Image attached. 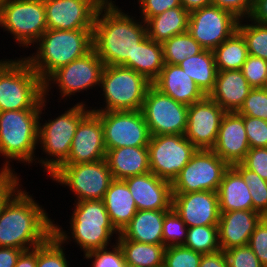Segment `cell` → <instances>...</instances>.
<instances>
[{"label":"cell","mask_w":267,"mask_h":267,"mask_svg":"<svg viewBox=\"0 0 267 267\" xmlns=\"http://www.w3.org/2000/svg\"><path fill=\"white\" fill-rule=\"evenodd\" d=\"M115 2L106 0L99 7L92 32L93 49L105 66L134 60L137 46L147 37L145 22L137 14L134 16L119 8Z\"/></svg>","instance_id":"obj_1"},{"label":"cell","mask_w":267,"mask_h":267,"mask_svg":"<svg viewBox=\"0 0 267 267\" xmlns=\"http://www.w3.org/2000/svg\"><path fill=\"white\" fill-rule=\"evenodd\" d=\"M22 186L0 214V247L31 250L53 235L50 214Z\"/></svg>","instance_id":"obj_2"},{"label":"cell","mask_w":267,"mask_h":267,"mask_svg":"<svg viewBox=\"0 0 267 267\" xmlns=\"http://www.w3.org/2000/svg\"><path fill=\"white\" fill-rule=\"evenodd\" d=\"M73 205L68 222L70 225H67L70 226L67 229L69 231L53 221V235L64 246L73 241L84 256L90 251L108 247L116 242L119 232L112 225L103 200H82L74 202Z\"/></svg>","instance_id":"obj_3"},{"label":"cell","mask_w":267,"mask_h":267,"mask_svg":"<svg viewBox=\"0 0 267 267\" xmlns=\"http://www.w3.org/2000/svg\"><path fill=\"white\" fill-rule=\"evenodd\" d=\"M47 102L49 99H44L41 103L38 131V147L46 156L43 158L37 155L35 163L41 165L43 172L50 177L67 160L76 129L91 109L87 102L82 100L72 107H67L61 115L45 120L41 116L45 114L43 111L47 110Z\"/></svg>","instance_id":"obj_4"},{"label":"cell","mask_w":267,"mask_h":267,"mask_svg":"<svg viewBox=\"0 0 267 267\" xmlns=\"http://www.w3.org/2000/svg\"><path fill=\"white\" fill-rule=\"evenodd\" d=\"M92 32L93 29H47L31 46L35 52L23 58L44 82L58 68L84 56L93 48Z\"/></svg>","instance_id":"obj_5"},{"label":"cell","mask_w":267,"mask_h":267,"mask_svg":"<svg viewBox=\"0 0 267 267\" xmlns=\"http://www.w3.org/2000/svg\"><path fill=\"white\" fill-rule=\"evenodd\" d=\"M39 117L40 109L0 111V173H16L13 161L37 165Z\"/></svg>","instance_id":"obj_6"},{"label":"cell","mask_w":267,"mask_h":267,"mask_svg":"<svg viewBox=\"0 0 267 267\" xmlns=\"http://www.w3.org/2000/svg\"><path fill=\"white\" fill-rule=\"evenodd\" d=\"M21 56L0 59V111L41 108L44 82Z\"/></svg>","instance_id":"obj_7"},{"label":"cell","mask_w":267,"mask_h":267,"mask_svg":"<svg viewBox=\"0 0 267 267\" xmlns=\"http://www.w3.org/2000/svg\"><path fill=\"white\" fill-rule=\"evenodd\" d=\"M152 83L142 74L122 66H105L100 81L103 105L91 111L142 110L147 90Z\"/></svg>","instance_id":"obj_8"},{"label":"cell","mask_w":267,"mask_h":267,"mask_svg":"<svg viewBox=\"0 0 267 267\" xmlns=\"http://www.w3.org/2000/svg\"><path fill=\"white\" fill-rule=\"evenodd\" d=\"M0 27L23 51L31 48L47 30L44 0H0Z\"/></svg>","instance_id":"obj_9"},{"label":"cell","mask_w":267,"mask_h":267,"mask_svg":"<svg viewBox=\"0 0 267 267\" xmlns=\"http://www.w3.org/2000/svg\"><path fill=\"white\" fill-rule=\"evenodd\" d=\"M104 67L102 60L92 48L84 56L58 68L44 81V99H50L49 93L53 96L52 87L59 90L57 91L60 93L58 100L61 97V100L65 99L66 101L72 96H78L80 92L86 91L88 93L87 90L93 88L98 91Z\"/></svg>","instance_id":"obj_10"},{"label":"cell","mask_w":267,"mask_h":267,"mask_svg":"<svg viewBox=\"0 0 267 267\" xmlns=\"http://www.w3.org/2000/svg\"><path fill=\"white\" fill-rule=\"evenodd\" d=\"M49 179L74 193V202L103 200L114 180L105 159L93 163L61 165Z\"/></svg>","instance_id":"obj_11"},{"label":"cell","mask_w":267,"mask_h":267,"mask_svg":"<svg viewBox=\"0 0 267 267\" xmlns=\"http://www.w3.org/2000/svg\"><path fill=\"white\" fill-rule=\"evenodd\" d=\"M229 167L212 149H197L172 181V193L217 192L224 172Z\"/></svg>","instance_id":"obj_12"},{"label":"cell","mask_w":267,"mask_h":267,"mask_svg":"<svg viewBox=\"0 0 267 267\" xmlns=\"http://www.w3.org/2000/svg\"><path fill=\"white\" fill-rule=\"evenodd\" d=\"M94 112L101 119L106 151L127 146H148L151 134L141 110Z\"/></svg>","instance_id":"obj_13"},{"label":"cell","mask_w":267,"mask_h":267,"mask_svg":"<svg viewBox=\"0 0 267 267\" xmlns=\"http://www.w3.org/2000/svg\"><path fill=\"white\" fill-rule=\"evenodd\" d=\"M148 150L150 171L172 183L197 148L184 135L167 134L151 136Z\"/></svg>","instance_id":"obj_14"},{"label":"cell","mask_w":267,"mask_h":267,"mask_svg":"<svg viewBox=\"0 0 267 267\" xmlns=\"http://www.w3.org/2000/svg\"><path fill=\"white\" fill-rule=\"evenodd\" d=\"M141 111L151 136L184 135L187 127L188 106L175 101L153 85L147 90Z\"/></svg>","instance_id":"obj_15"},{"label":"cell","mask_w":267,"mask_h":267,"mask_svg":"<svg viewBox=\"0 0 267 267\" xmlns=\"http://www.w3.org/2000/svg\"><path fill=\"white\" fill-rule=\"evenodd\" d=\"M238 19L216 5H208L189 14L188 33L207 50H214L236 31Z\"/></svg>","instance_id":"obj_16"},{"label":"cell","mask_w":267,"mask_h":267,"mask_svg":"<svg viewBox=\"0 0 267 267\" xmlns=\"http://www.w3.org/2000/svg\"><path fill=\"white\" fill-rule=\"evenodd\" d=\"M106 0H44L47 29H93L99 7Z\"/></svg>","instance_id":"obj_17"},{"label":"cell","mask_w":267,"mask_h":267,"mask_svg":"<svg viewBox=\"0 0 267 267\" xmlns=\"http://www.w3.org/2000/svg\"><path fill=\"white\" fill-rule=\"evenodd\" d=\"M226 112L208 95L188 106L187 127L184 136L197 149H212L217 141L219 127Z\"/></svg>","instance_id":"obj_18"},{"label":"cell","mask_w":267,"mask_h":267,"mask_svg":"<svg viewBox=\"0 0 267 267\" xmlns=\"http://www.w3.org/2000/svg\"><path fill=\"white\" fill-rule=\"evenodd\" d=\"M106 152L101 119L94 111H90L80 121L72 140L70 154L62 165L104 160Z\"/></svg>","instance_id":"obj_19"},{"label":"cell","mask_w":267,"mask_h":267,"mask_svg":"<svg viewBox=\"0 0 267 267\" xmlns=\"http://www.w3.org/2000/svg\"><path fill=\"white\" fill-rule=\"evenodd\" d=\"M172 209L189 227L218 225L220 219L217 192L173 193Z\"/></svg>","instance_id":"obj_20"},{"label":"cell","mask_w":267,"mask_h":267,"mask_svg":"<svg viewBox=\"0 0 267 267\" xmlns=\"http://www.w3.org/2000/svg\"><path fill=\"white\" fill-rule=\"evenodd\" d=\"M131 192L137 210H171L172 184L151 171L123 180Z\"/></svg>","instance_id":"obj_21"},{"label":"cell","mask_w":267,"mask_h":267,"mask_svg":"<svg viewBox=\"0 0 267 267\" xmlns=\"http://www.w3.org/2000/svg\"><path fill=\"white\" fill-rule=\"evenodd\" d=\"M249 149L244 116L237 112H227L221 121L217 141L212 150L232 166L241 163Z\"/></svg>","instance_id":"obj_22"},{"label":"cell","mask_w":267,"mask_h":267,"mask_svg":"<svg viewBox=\"0 0 267 267\" xmlns=\"http://www.w3.org/2000/svg\"><path fill=\"white\" fill-rule=\"evenodd\" d=\"M263 218L253 210L220 213L218 235L221 250L248 245L251 234Z\"/></svg>","instance_id":"obj_23"},{"label":"cell","mask_w":267,"mask_h":267,"mask_svg":"<svg viewBox=\"0 0 267 267\" xmlns=\"http://www.w3.org/2000/svg\"><path fill=\"white\" fill-rule=\"evenodd\" d=\"M152 85L160 92L187 106L206 96L179 65L165 63Z\"/></svg>","instance_id":"obj_24"},{"label":"cell","mask_w":267,"mask_h":267,"mask_svg":"<svg viewBox=\"0 0 267 267\" xmlns=\"http://www.w3.org/2000/svg\"><path fill=\"white\" fill-rule=\"evenodd\" d=\"M251 89L241 70L218 71L214 89L208 96L226 113L238 112Z\"/></svg>","instance_id":"obj_25"},{"label":"cell","mask_w":267,"mask_h":267,"mask_svg":"<svg viewBox=\"0 0 267 267\" xmlns=\"http://www.w3.org/2000/svg\"><path fill=\"white\" fill-rule=\"evenodd\" d=\"M105 160L115 180L150 172L148 146L110 149Z\"/></svg>","instance_id":"obj_26"},{"label":"cell","mask_w":267,"mask_h":267,"mask_svg":"<svg viewBox=\"0 0 267 267\" xmlns=\"http://www.w3.org/2000/svg\"><path fill=\"white\" fill-rule=\"evenodd\" d=\"M170 210H138L117 239L163 244V222Z\"/></svg>","instance_id":"obj_27"},{"label":"cell","mask_w":267,"mask_h":267,"mask_svg":"<svg viewBox=\"0 0 267 267\" xmlns=\"http://www.w3.org/2000/svg\"><path fill=\"white\" fill-rule=\"evenodd\" d=\"M249 191L242 176L230 166L224 172L217 190L220 213L253 210V201Z\"/></svg>","instance_id":"obj_28"},{"label":"cell","mask_w":267,"mask_h":267,"mask_svg":"<svg viewBox=\"0 0 267 267\" xmlns=\"http://www.w3.org/2000/svg\"><path fill=\"white\" fill-rule=\"evenodd\" d=\"M110 221L120 233L136 214L137 206L123 180H113L103 198Z\"/></svg>","instance_id":"obj_29"},{"label":"cell","mask_w":267,"mask_h":267,"mask_svg":"<svg viewBox=\"0 0 267 267\" xmlns=\"http://www.w3.org/2000/svg\"><path fill=\"white\" fill-rule=\"evenodd\" d=\"M189 14L182 6H178L149 18L145 22L147 36L162 44L174 35L187 32Z\"/></svg>","instance_id":"obj_30"},{"label":"cell","mask_w":267,"mask_h":267,"mask_svg":"<svg viewBox=\"0 0 267 267\" xmlns=\"http://www.w3.org/2000/svg\"><path fill=\"white\" fill-rule=\"evenodd\" d=\"M164 64L162 44L147 36L137 46L134 60H127L122 66L142 74L152 83L159 76Z\"/></svg>","instance_id":"obj_31"},{"label":"cell","mask_w":267,"mask_h":267,"mask_svg":"<svg viewBox=\"0 0 267 267\" xmlns=\"http://www.w3.org/2000/svg\"><path fill=\"white\" fill-rule=\"evenodd\" d=\"M193 79L205 95L214 89L217 67L212 50L204 49L197 55L185 58L178 64Z\"/></svg>","instance_id":"obj_32"},{"label":"cell","mask_w":267,"mask_h":267,"mask_svg":"<svg viewBox=\"0 0 267 267\" xmlns=\"http://www.w3.org/2000/svg\"><path fill=\"white\" fill-rule=\"evenodd\" d=\"M121 247L125 263L137 267H162L166 247L127 239H116Z\"/></svg>","instance_id":"obj_33"},{"label":"cell","mask_w":267,"mask_h":267,"mask_svg":"<svg viewBox=\"0 0 267 267\" xmlns=\"http://www.w3.org/2000/svg\"><path fill=\"white\" fill-rule=\"evenodd\" d=\"M217 71L240 70L248 56L247 45L236 31L213 50Z\"/></svg>","instance_id":"obj_34"},{"label":"cell","mask_w":267,"mask_h":267,"mask_svg":"<svg viewBox=\"0 0 267 267\" xmlns=\"http://www.w3.org/2000/svg\"><path fill=\"white\" fill-rule=\"evenodd\" d=\"M164 63L178 65L185 58L197 55L204 48L187 32L174 35L162 43Z\"/></svg>","instance_id":"obj_35"},{"label":"cell","mask_w":267,"mask_h":267,"mask_svg":"<svg viewBox=\"0 0 267 267\" xmlns=\"http://www.w3.org/2000/svg\"><path fill=\"white\" fill-rule=\"evenodd\" d=\"M237 31L245 39L248 54L267 61V25L248 17L239 20Z\"/></svg>","instance_id":"obj_36"},{"label":"cell","mask_w":267,"mask_h":267,"mask_svg":"<svg viewBox=\"0 0 267 267\" xmlns=\"http://www.w3.org/2000/svg\"><path fill=\"white\" fill-rule=\"evenodd\" d=\"M183 245L202 254L220 251L218 225L189 227L187 239Z\"/></svg>","instance_id":"obj_37"},{"label":"cell","mask_w":267,"mask_h":267,"mask_svg":"<svg viewBox=\"0 0 267 267\" xmlns=\"http://www.w3.org/2000/svg\"><path fill=\"white\" fill-rule=\"evenodd\" d=\"M232 167L242 176L250 189L253 211L267 217V181L256 172L247 169L242 163H236Z\"/></svg>","instance_id":"obj_38"},{"label":"cell","mask_w":267,"mask_h":267,"mask_svg":"<svg viewBox=\"0 0 267 267\" xmlns=\"http://www.w3.org/2000/svg\"><path fill=\"white\" fill-rule=\"evenodd\" d=\"M66 247L52 235L44 244L37 246L36 267H69Z\"/></svg>","instance_id":"obj_39"},{"label":"cell","mask_w":267,"mask_h":267,"mask_svg":"<svg viewBox=\"0 0 267 267\" xmlns=\"http://www.w3.org/2000/svg\"><path fill=\"white\" fill-rule=\"evenodd\" d=\"M188 227L181 217L171 209L163 222V245L165 247L173 245H183L187 239Z\"/></svg>","instance_id":"obj_40"},{"label":"cell","mask_w":267,"mask_h":267,"mask_svg":"<svg viewBox=\"0 0 267 267\" xmlns=\"http://www.w3.org/2000/svg\"><path fill=\"white\" fill-rule=\"evenodd\" d=\"M112 249V250H111ZM83 259L91 260L90 267H123L124 254L117 241L108 247L86 253Z\"/></svg>","instance_id":"obj_41"},{"label":"cell","mask_w":267,"mask_h":267,"mask_svg":"<svg viewBox=\"0 0 267 267\" xmlns=\"http://www.w3.org/2000/svg\"><path fill=\"white\" fill-rule=\"evenodd\" d=\"M202 255L184 245L168 246L164 254V267H199Z\"/></svg>","instance_id":"obj_42"},{"label":"cell","mask_w":267,"mask_h":267,"mask_svg":"<svg viewBox=\"0 0 267 267\" xmlns=\"http://www.w3.org/2000/svg\"><path fill=\"white\" fill-rule=\"evenodd\" d=\"M267 121V92L264 88H252L237 112Z\"/></svg>","instance_id":"obj_43"},{"label":"cell","mask_w":267,"mask_h":267,"mask_svg":"<svg viewBox=\"0 0 267 267\" xmlns=\"http://www.w3.org/2000/svg\"><path fill=\"white\" fill-rule=\"evenodd\" d=\"M252 88H264L267 82V61L248 54L240 69Z\"/></svg>","instance_id":"obj_44"},{"label":"cell","mask_w":267,"mask_h":267,"mask_svg":"<svg viewBox=\"0 0 267 267\" xmlns=\"http://www.w3.org/2000/svg\"><path fill=\"white\" fill-rule=\"evenodd\" d=\"M244 126L250 148L267 147V121L244 116Z\"/></svg>","instance_id":"obj_45"},{"label":"cell","mask_w":267,"mask_h":267,"mask_svg":"<svg viewBox=\"0 0 267 267\" xmlns=\"http://www.w3.org/2000/svg\"><path fill=\"white\" fill-rule=\"evenodd\" d=\"M224 252L228 267H264L248 245L233 247Z\"/></svg>","instance_id":"obj_46"},{"label":"cell","mask_w":267,"mask_h":267,"mask_svg":"<svg viewBox=\"0 0 267 267\" xmlns=\"http://www.w3.org/2000/svg\"><path fill=\"white\" fill-rule=\"evenodd\" d=\"M248 246L260 263L267 267V217H264L250 236Z\"/></svg>","instance_id":"obj_47"},{"label":"cell","mask_w":267,"mask_h":267,"mask_svg":"<svg viewBox=\"0 0 267 267\" xmlns=\"http://www.w3.org/2000/svg\"><path fill=\"white\" fill-rule=\"evenodd\" d=\"M139 9V17L146 22L149 18H152L158 14L165 12L168 9H172L181 6L180 0H137Z\"/></svg>","instance_id":"obj_48"},{"label":"cell","mask_w":267,"mask_h":267,"mask_svg":"<svg viewBox=\"0 0 267 267\" xmlns=\"http://www.w3.org/2000/svg\"><path fill=\"white\" fill-rule=\"evenodd\" d=\"M241 163L267 181V147L250 148Z\"/></svg>","instance_id":"obj_49"},{"label":"cell","mask_w":267,"mask_h":267,"mask_svg":"<svg viewBox=\"0 0 267 267\" xmlns=\"http://www.w3.org/2000/svg\"><path fill=\"white\" fill-rule=\"evenodd\" d=\"M22 186L18 173H0V214L9 199Z\"/></svg>","instance_id":"obj_50"},{"label":"cell","mask_w":267,"mask_h":267,"mask_svg":"<svg viewBox=\"0 0 267 267\" xmlns=\"http://www.w3.org/2000/svg\"><path fill=\"white\" fill-rule=\"evenodd\" d=\"M254 0H212V4L230 11L238 19L250 17Z\"/></svg>","instance_id":"obj_51"},{"label":"cell","mask_w":267,"mask_h":267,"mask_svg":"<svg viewBox=\"0 0 267 267\" xmlns=\"http://www.w3.org/2000/svg\"><path fill=\"white\" fill-rule=\"evenodd\" d=\"M199 267H228L225 252L220 250L211 254H203Z\"/></svg>","instance_id":"obj_52"},{"label":"cell","mask_w":267,"mask_h":267,"mask_svg":"<svg viewBox=\"0 0 267 267\" xmlns=\"http://www.w3.org/2000/svg\"><path fill=\"white\" fill-rule=\"evenodd\" d=\"M23 251L16 248L0 247V267H15Z\"/></svg>","instance_id":"obj_53"},{"label":"cell","mask_w":267,"mask_h":267,"mask_svg":"<svg viewBox=\"0 0 267 267\" xmlns=\"http://www.w3.org/2000/svg\"><path fill=\"white\" fill-rule=\"evenodd\" d=\"M249 18L256 23L267 25V0H254Z\"/></svg>","instance_id":"obj_54"},{"label":"cell","mask_w":267,"mask_h":267,"mask_svg":"<svg viewBox=\"0 0 267 267\" xmlns=\"http://www.w3.org/2000/svg\"><path fill=\"white\" fill-rule=\"evenodd\" d=\"M37 266V247L31 250L23 251L15 267H36Z\"/></svg>","instance_id":"obj_55"},{"label":"cell","mask_w":267,"mask_h":267,"mask_svg":"<svg viewBox=\"0 0 267 267\" xmlns=\"http://www.w3.org/2000/svg\"><path fill=\"white\" fill-rule=\"evenodd\" d=\"M180 1H181V6L189 13L212 4V0H180Z\"/></svg>","instance_id":"obj_56"},{"label":"cell","mask_w":267,"mask_h":267,"mask_svg":"<svg viewBox=\"0 0 267 267\" xmlns=\"http://www.w3.org/2000/svg\"><path fill=\"white\" fill-rule=\"evenodd\" d=\"M123 267H137V266H134V265H130V264L125 263V264L123 265Z\"/></svg>","instance_id":"obj_57"},{"label":"cell","mask_w":267,"mask_h":267,"mask_svg":"<svg viewBox=\"0 0 267 267\" xmlns=\"http://www.w3.org/2000/svg\"><path fill=\"white\" fill-rule=\"evenodd\" d=\"M264 89H265V91L267 92V82H266V84H265V86H264Z\"/></svg>","instance_id":"obj_58"}]
</instances>
